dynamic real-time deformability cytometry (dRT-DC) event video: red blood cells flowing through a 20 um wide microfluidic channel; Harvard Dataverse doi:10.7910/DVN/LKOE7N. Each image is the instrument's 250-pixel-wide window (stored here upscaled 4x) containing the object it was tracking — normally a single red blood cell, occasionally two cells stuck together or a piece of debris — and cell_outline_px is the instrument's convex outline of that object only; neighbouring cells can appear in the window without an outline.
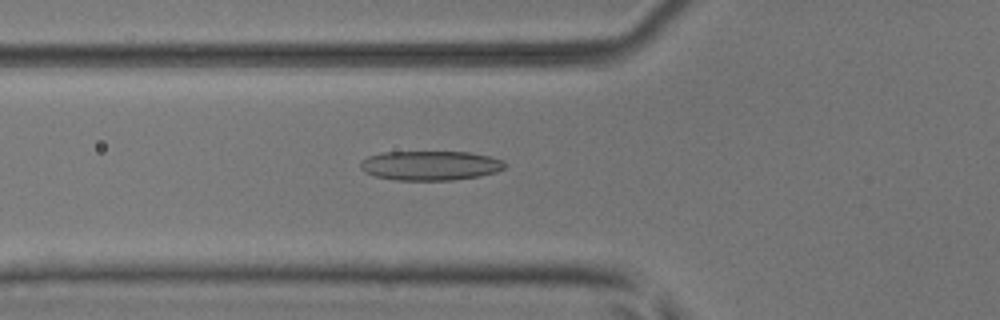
{"species": "common noctule bat (a hibernating species)", "species_latin": "Nyctalus noctula", "temperature_condition": "room temperature", "stored_images_in_passage": 42, "camera_frame_rate_fps": 3000, "um_per_image_px": 0.085, "animal": {"sex": "male", "body_mass_g": 17.9, "forearm_length_mm": 54.2}, "frame": {"image": 1, "passage_image": 9, "time_ms": 2.667, "image_size_px": [1000, 320], "cell_outline_px": [[504, 168], [496, 172], [480, 176], [452, 180], [396, 180], [376, 176], [364, 172], [360, 168], [360, 160], [368, 156], [384, 152], [468, 152], [488, 156], [504, 160]], "centroid_in_image_um": [36.55, 14.07], "position_along_channel_um": 89.2, "area_um2": 24.8}}
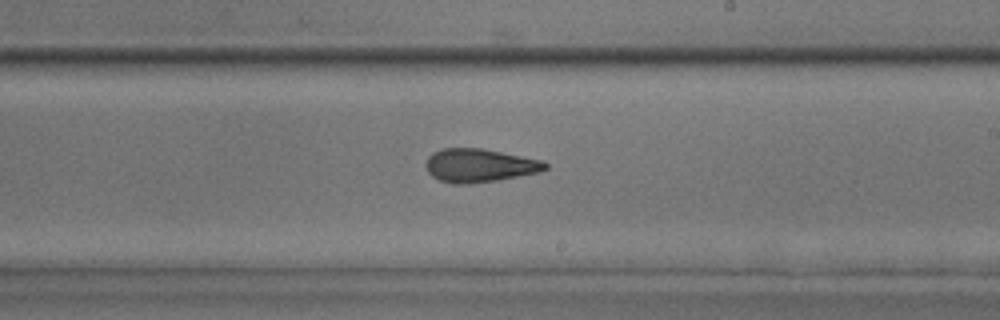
{"frame": {"image": 2, "passage_image": 21, "time_ms": 6.667, "image_size_px": [1000, 320], "cell_outline_px": [[548, 168], [540, 172], [496, 180], [468, 184], [452, 184], [440, 180], [432, 176], [428, 172], [424, 164], [428, 156], [432, 152], [444, 148], [484, 148], [544, 160], [548, 164]], "centroid_in_image_um": [40.76, 14.05], "position_along_channel_um": 248.2, "area_um2": 23.52}}
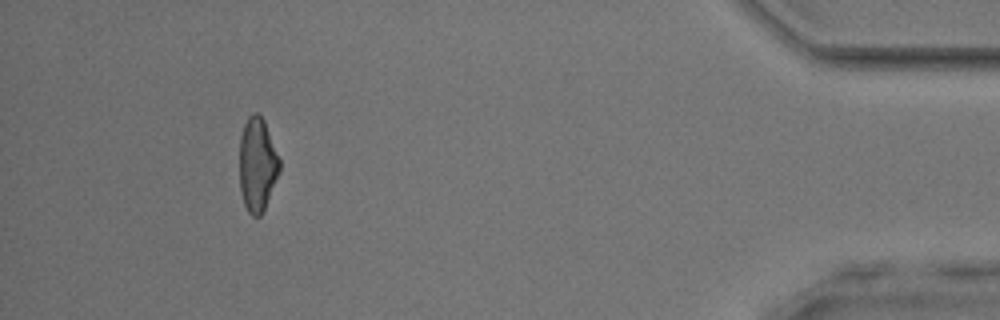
{"frame": {"image": 3, "passage_image": 38, "time_ms": 12.333, "image_size_px": [1000, 320], "cell_outline_px": [[280, 172], [264, 208], [260, 216], [252, 216], [248, 212], [244, 204], [240, 192], [240, 136], [244, 124], [248, 116], [252, 112], [256, 112], [264, 120], [280, 160]], "centroid_in_image_um": [21.86, 13.98], "position_along_channel_um": 413.3, "area_um2": 21.85}, "authors_computed_cell_mechanics": {"area_um2": 22.9177, "velocity_mm_per_s": 3.9804, "shape_relaxation_time_tau1_ms": 6.7403, "shape_relaxation_time_tau2_ms": 3.2885, "deformation_change_tau1": 0.1879, "deformation_change_tau2": 0.1342}}